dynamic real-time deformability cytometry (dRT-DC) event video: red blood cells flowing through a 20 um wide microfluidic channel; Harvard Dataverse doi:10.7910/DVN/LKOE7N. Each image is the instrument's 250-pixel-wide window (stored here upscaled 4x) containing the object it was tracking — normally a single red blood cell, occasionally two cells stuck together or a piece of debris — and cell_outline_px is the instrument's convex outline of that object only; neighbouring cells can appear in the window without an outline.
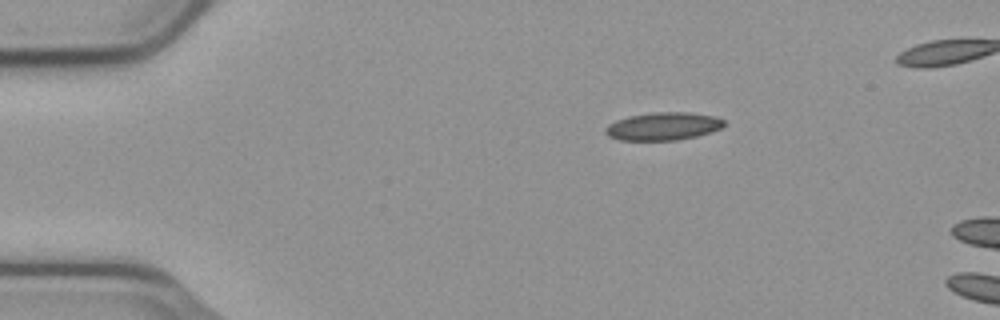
{"species": "common noctule bat (a hibernating species)", "species_latin": "Nyctalus noctula", "temperature_condition": "cold", "stored_images_in_passage": 44, "camera_frame_rate_fps": 3000, "um_per_image_px": 0.085, "animal": {"sex": "male", "body_mass_g": 23.1, "forearm_length_mm": 52.7}, "frame": {"image": 1, "passage_image": 1, "time_ms": 0.0, "image_size_px": [1000, 320], "cell_outline_px": [[724, 124], [720, 128], [712, 132], [696, 136], [676, 140], [620, 140], [608, 136], [604, 132], [604, 128], [608, 124], [616, 120], [628, 116], [656, 112], [688, 112], [716, 116], [724, 120]], "centroid_in_image_um": [56.35, 10.73], "position_along_channel_um": 28.6, "area_um2": 19.31}}
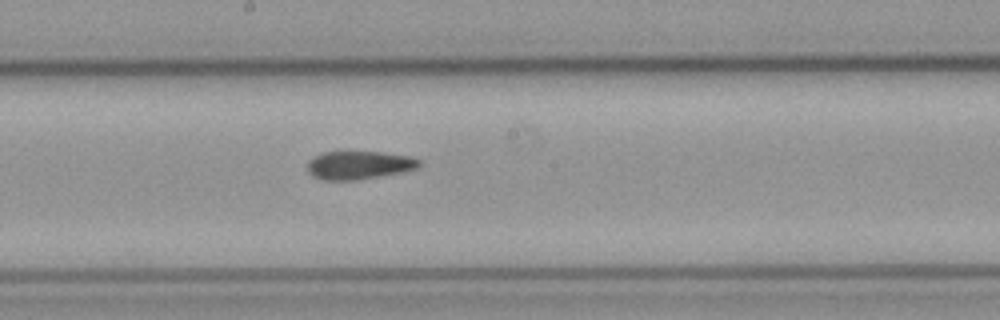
{"frame": {"image": 2, "passage_image": 21, "time_ms": 6.667, "image_size_px": [1000, 320], "cell_outline_px": [[420, 164], [416, 168], [400, 172], [356, 180], [320, 180], [312, 176], [308, 172], [308, 160], [324, 152], [380, 152], [408, 156], [420, 160]], "centroid_in_image_um": [30.46, 14.04], "position_along_channel_um": 217.7, "area_um2": 18.15}}
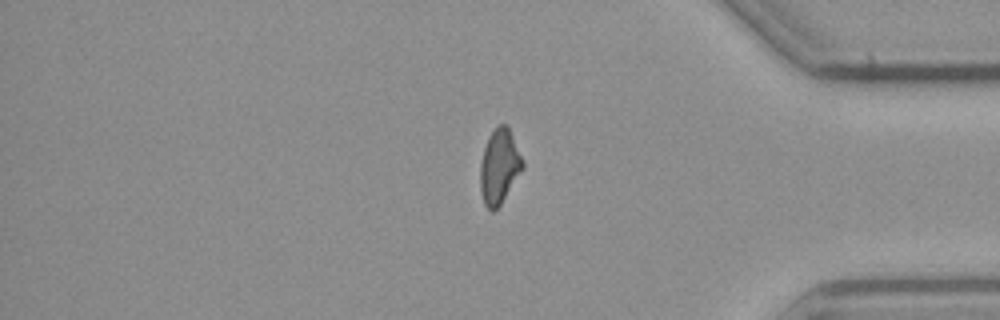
{"frame": {"image": 3, "passage_image": 37, "time_ms": 12.0, "image_size_px": [1000, 320], "cell_outline_px": [[524, 168], [500, 204], [492, 212], [484, 204], [480, 192], [480, 164], [484, 148], [488, 136], [500, 124], [508, 124], [524, 160]], "centroid_in_image_um": [42.45, 14.13], "position_along_channel_um": 392.7, "area_um2": 18.55}}